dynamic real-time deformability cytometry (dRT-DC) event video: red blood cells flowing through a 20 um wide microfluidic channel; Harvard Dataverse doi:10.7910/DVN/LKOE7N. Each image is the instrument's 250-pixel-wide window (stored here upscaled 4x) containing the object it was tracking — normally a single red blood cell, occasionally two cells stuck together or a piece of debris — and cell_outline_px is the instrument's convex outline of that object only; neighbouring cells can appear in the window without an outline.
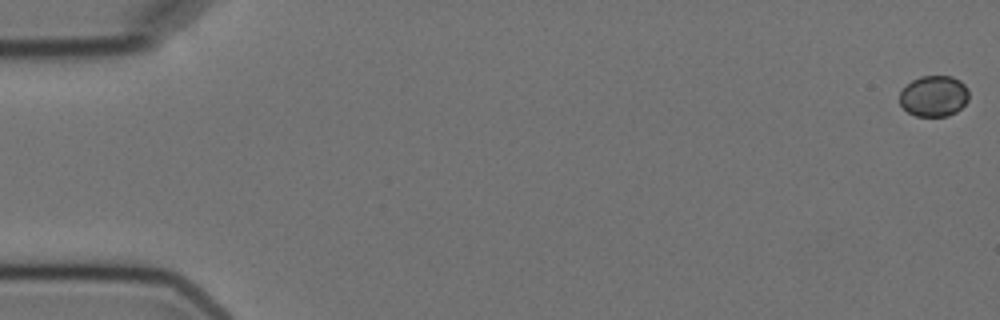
{"species": "Egyptian fruit bat (a non-hibernating species)", "species_latin": "Rousettus aegyptiacus", "temperature_condition": "cold", "stored_images_in_passage": 6, "camera_frame_rate_fps": 3000, "um_per_image_px": 0.085, "animal": {"sex": "female"}, "frame": {"image": 1, "passage_image": 1, "time_ms": 0.0, "image_size_px": [1000, 320], "cell_outline_px": [[968, 100], [956, 112], [948, 116], [916, 116], [908, 112], [900, 104], [900, 92], [912, 80], [920, 76], [952, 76], [960, 80], [968, 88]], "centroid_in_image_um": [79.39, 8.16], "position_along_channel_um": 5.6, "area_um2": 16.53}}
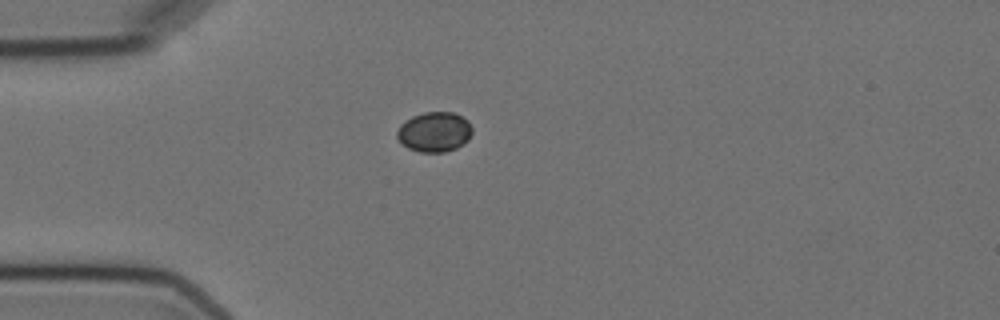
{"frame": {"image": 2, "passage_image": 5, "time_ms": 5.0, "image_size_px": [1000, 320], "cell_outline_px": [[472, 132], [468, 140], [456, 148], [444, 152], [420, 152], [408, 148], [396, 136], [396, 132], [400, 124], [412, 116], [424, 112], [452, 112], [468, 120], [472, 128]], "centroid_in_image_um": [36.92, 11.21], "position_along_channel_um": 48.1, "area_um2": 17.46}}